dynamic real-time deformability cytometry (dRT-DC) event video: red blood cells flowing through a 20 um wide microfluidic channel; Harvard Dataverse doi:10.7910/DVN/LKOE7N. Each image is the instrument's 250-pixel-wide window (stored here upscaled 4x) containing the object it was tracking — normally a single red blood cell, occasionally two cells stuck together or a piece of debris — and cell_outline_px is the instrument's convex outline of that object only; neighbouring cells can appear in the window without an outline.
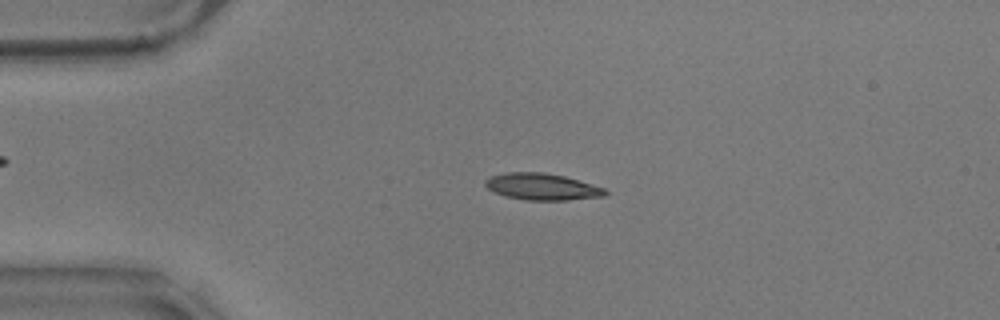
{"species": "common noctule bat (a hibernating species)", "species_latin": "Nyctalus noctula", "temperature_condition": "warm", "stored_images_in_passage": 57, "camera_frame_rate_fps": 3000, "um_per_image_px": 0.085, "animal": {"sex": "male", "body_mass_g": 17.9}, "frame": {"image": 1, "passage_image": 13, "time_ms": 4.0, "image_size_px": [1000, 320], "cell_outline_px": [[608, 192], [604, 196], [568, 200], [524, 200], [504, 196], [488, 188], [484, 184], [484, 180], [492, 176], [504, 172], [544, 172], [564, 176], [592, 184], [604, 188]], "centroid_in_image_um": [46.06, 15.87], "position_along_channel_um": 38.9, "area_um2": 18.61}}
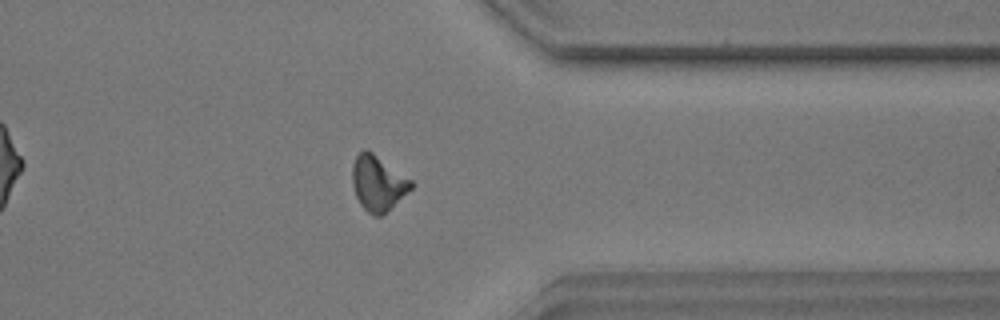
{"frame": {"image": 2, "passage_image": 45, "time_ms": 14.667, "image_size_px": [1000, 320], "cell_outline_px": [[416, 184], [412, 188], [380, 216], [372, 216], [360, 204], [356, 196], [352, 184], [352, 164], [356, 156], [364, 148], [368, 148], [412, 180]], "centroid_in_image_um": [32.11, 15.53], "position_along_channel_um": 379.3, "area_um2": 18.96}}
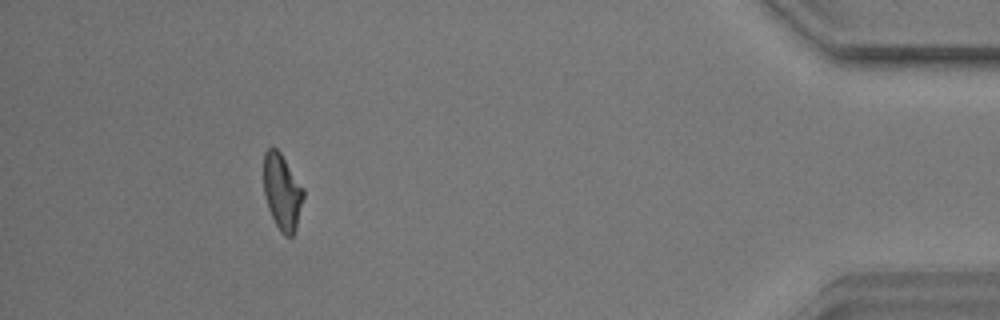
{"frame": {"image": 3, "passage_image": 52, "time_ms": 17.0, "image_size_px": [1000, 320], "cell_outline_px": [[304, 196], [296, 228], [292, 236], [284, 236], [280, 232], [268, 208], [264, 196], [264, 152], [272, 144], [280, 152], [304, 188]], "centroid_in_image_um": [23.98, 16.29], "position_along_channel_um": 411.2, "area_um2": 17.69}, "authors_computed_cell_mechanics": {"area_um2": 18.207, "velocity_mm_per_s": 3.5371, "shape_relaxation_time_tau1_ms": 5.2677, "shape_relaxation_time_tau2_ms": 2.086, "deformation_change_tau1": 0.1792, "deformation_change_tau2": 0.0772}}